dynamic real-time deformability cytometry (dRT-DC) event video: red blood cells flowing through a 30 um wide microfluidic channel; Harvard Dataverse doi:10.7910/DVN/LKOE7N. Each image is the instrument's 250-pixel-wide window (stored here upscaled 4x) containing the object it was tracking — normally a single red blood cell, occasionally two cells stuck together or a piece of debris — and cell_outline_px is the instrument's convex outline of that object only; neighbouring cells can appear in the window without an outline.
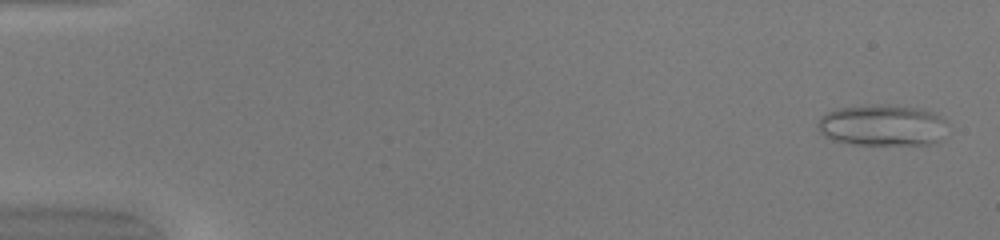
{"species": "common noctule bat (a hibernating species)", "species_latin": "Nyctalus noctula", "temperature_condition": "warm", "stored_images_in_passage": 50, "camera_frame_rate_fps": 3000, "um_per_image_px": 0.085, "animal": {"sex": "female", "body_mass_g": 20.0, "forearm_length_mm": 54.0}, "frame": {"image": 1, "passage_image": 2, "time_ms": 0.333, "image_size_px": [1000, 240], "cell_outline_px": [[944, 120], [940, 140], [936, 144], [852, 144], [832, 140], [824, 136], [820, 132], [816, 124], [820, 116], [836, 108], [876, 104], [888, 104], [924, 108], [936, 112]], "centroid_in_image_um": [74.96, 10.63], "position_along_channel_um": 10.0, "area_um2": 31.44}}
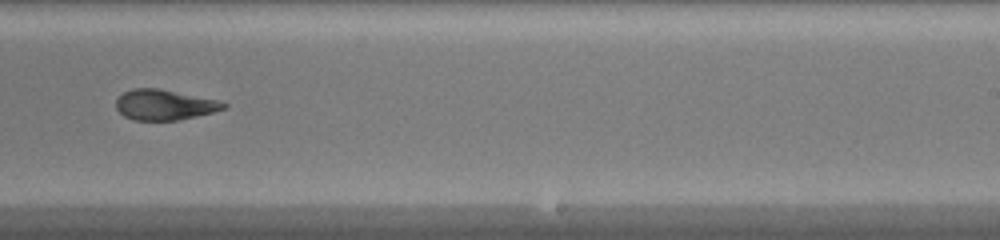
{"frame": {"image": 2, "passage_image": 32, "time_ms": 10.333, "image_size_px": [1000, 240], "cell_outline_px": [[228, 108], [180, 120], [132, 120], [124, 116], [116, 108], [116, 100], [124, 92], [132, 88], [160, 88], [220, 100], [228, 104]], "centroid_in_image_um": [14.01, 8.9], "position_along_channel_um": 275.0, "area_um2": 19.25}}
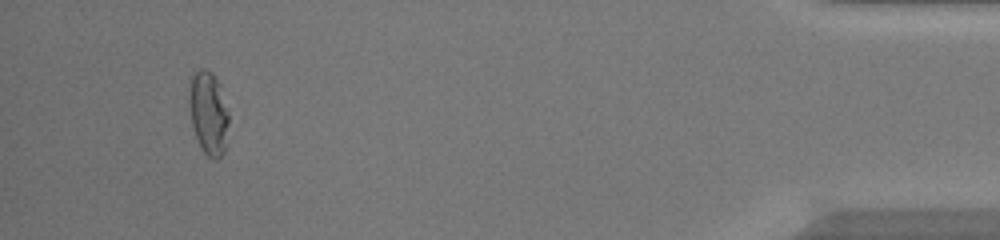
{"frame": {"image": 3, "passage_image": 47, "time_ms": 15.333, "image_size_px": [1000, 240], "cell_outline_px": [[228, 124], [224, 152], [216, 160], [208, 156], [200, 148], [192, 124], [188, 100], [188, 80], [192, 72], [200, 68], [204, 68], [212, 72], [220, 84], [228, 112]], "centroid_in_image_um": [17.69, 9.53], "position_along_channel_um": 417.5, "area_um2": 19.59}, "authors_computed_cell_mechanics": {"area_um2": 20.1144, "velocity_mm_per_s": 4.1736, "shape_relaxation_time_tau1_ms": 5.5724, "shape_relaxation_time_tau2_ms": 2.3475, "deformation_change_tau1": 0.227, "deformation_change_tau2": 0.1023}}